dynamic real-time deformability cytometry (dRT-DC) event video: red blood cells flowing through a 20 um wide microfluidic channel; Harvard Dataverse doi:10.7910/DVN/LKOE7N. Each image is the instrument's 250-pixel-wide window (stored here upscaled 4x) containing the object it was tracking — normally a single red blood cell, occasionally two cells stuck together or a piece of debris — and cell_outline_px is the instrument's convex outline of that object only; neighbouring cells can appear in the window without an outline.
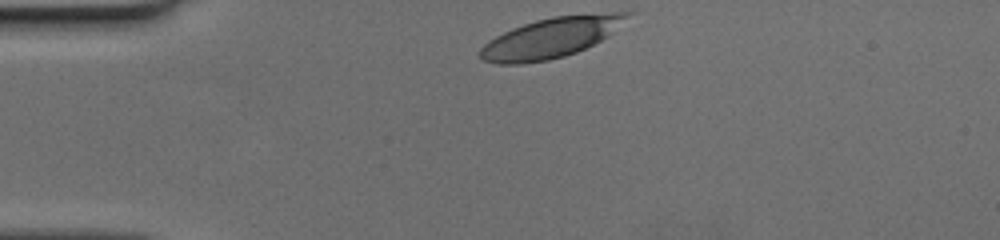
{"species": "human", "species_latin": "Homo sapiens", "temperature_condition": "cold", "stored_images_in_passage": 32, "camera_frame_rate_fps": 3000, "um_per_image_px": 0.085, "donor": {"sex": "female"}, "frame": {"image": 1, "passage_image": 1, "time_ms": 0.0, "image_size_px": [1000, 240], "cell_outline_px": [[636, 12], [608, 36], [576, 52], [564, 56], [548, 60], [520, 64], [496, 64], [484, 60], [480, 56], [480, 48], [488, 40], [512, 28], [536, 20], [552, 16], [612, 12]], "centroid_in_image_um": [46.84, 3.19], "position_along_channel_um": 38.2, "area_um2": 34.28}}
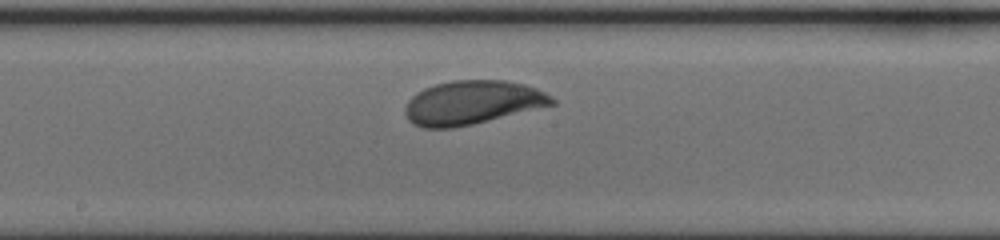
{"frame": {"image": 2, "passage_image": 17, "time_ms": 5.333, "image_size_px": [1000, 240], "cell_outline_px": [[556, 104], [472, 124], [452, 128], [424, 128], [412, 124], [408, 120], [404, 112], [404, 108], [408, 100], [416, 92], [424, 88], [436, 84], [452, 80], [504, 80], [524, 84], [536, 88], [552, 96], [556, 100]], "centroid_in_image_um": [40.12, 8.72], "position_along_channel_um": 208.1, "area_um2": 37.57}}
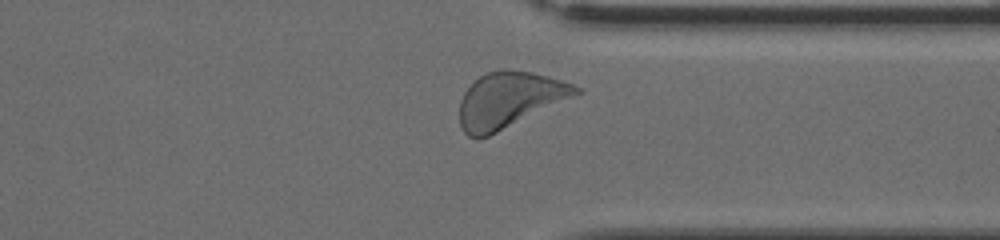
{"frame": {"image": 3, "passage_image": 29, "time_ms": 9.333, "image_size_px": [1000, 240], "cell_outline_px": [[584, 92], [488, 136], [476, 140], [468, 136], [460, 128], [460, 100], [464, 92], [480, 76], [488, 72], [500, 68], [508, 68], [532, 72], [548, 76], [584, 88]], "centroid_in_image_um": [43.3, 8.48], "position_along_channel_um": 368.1, "area_um2": 37.86}}